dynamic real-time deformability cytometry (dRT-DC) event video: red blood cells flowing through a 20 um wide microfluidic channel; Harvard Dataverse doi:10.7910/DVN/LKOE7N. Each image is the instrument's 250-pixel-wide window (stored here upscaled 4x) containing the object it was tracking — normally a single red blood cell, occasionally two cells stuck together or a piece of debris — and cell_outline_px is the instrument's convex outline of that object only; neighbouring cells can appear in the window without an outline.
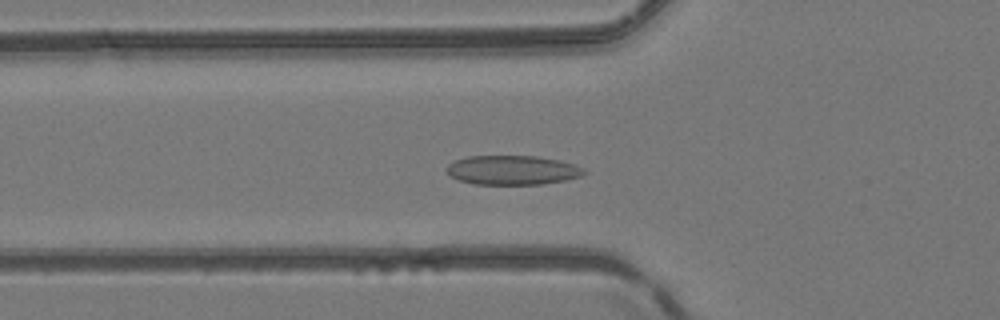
{"species": "common noctule bat (a hibernating species)", "species_latin": "Nyctalus noctula", "temperature_condition": "room temperature", "stored_images_in_passage": 37, "camera_frame_rate_fps": 3000, "um_per_image_px": 0.085, "animal": {"sex": "female", "body_mass_g": 24.6, "forearm_length_mm": 56.2}, "frame": {"image": 1, "passage_image": 14, "time_ms": 4.333, "image_size_px": [1000, 320], "cell_outline_px": [[588, 172], [580, 176], [564, 180], [544, 184], [472, 184], [460, 180], [452, 176], [448, 172], [448, 164], [456, 160], [468, 156], [536, 156], [560, 160], [584, 168]], "centroid_in_image_um": [43.59, 14.46], "position_along_channel_um": 82.2, "area_um2": 23.29}}
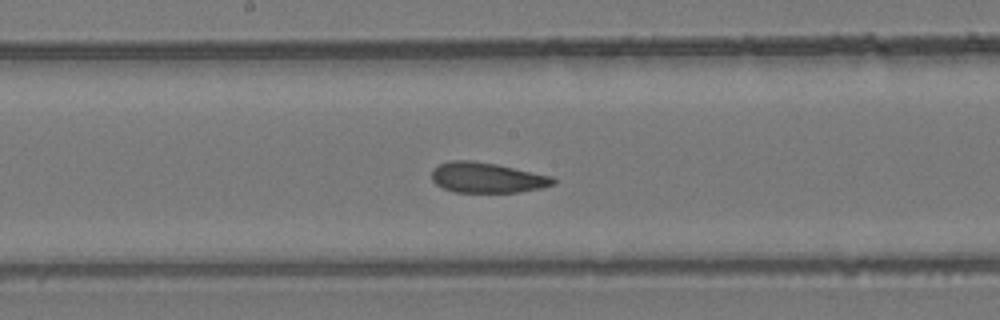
{"frame": {"image": 2, "passage_image": 23, "time_ms": 7.333, "image_size_px": [1000, 320], "cell_outline_px": [[556, 184], [544, 188], [520, 192], [456, 192], [444, 188], [436, 184], [432, 180], [432, 168], [448, 160], [472, 160], [496, 164], [552, 176], [556, 180]], "centroid_in_image_um": [41.41, 15.1], "position_along_channel_um": 206.8, "area_um2": 21.62}}
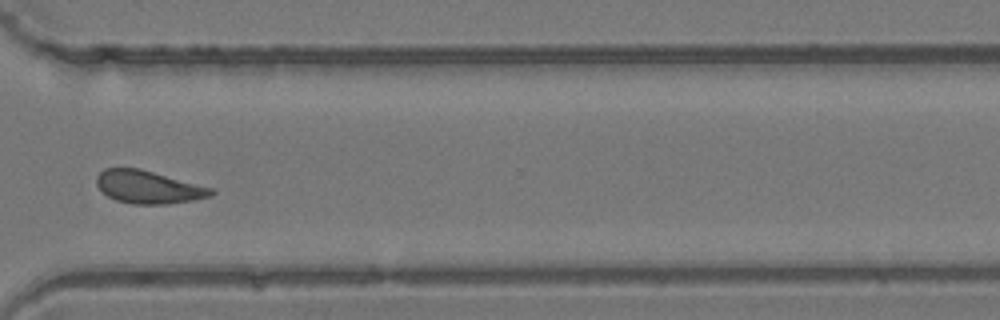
{"frame": {"image": 3, "passage_image": 34, "time_ms": 11.0, "image_size_px": [1000, 320], "cell_outline_px": [[216, 192], [212, 196], [192, 200], [168, 204], [132, 204], [116, 200], [108, 196], [96, 184], [96, 176], [104, 168], [140, 168], [212, 188]], "centroid_in_image_um": [12.61, 15.9], "position_along_channel_um": 358.0, "area_um2": 21.85}, "authors_computed_cell_mechanics": {"area_um2": 22.0796, "velocity_mm_per_s": 4.1332, "shape_relaxation_time_tau1_ms": null, "shape_relaxation_time_tau2_ms": 2.6913, "deformation_change_tau1": null, "deformation_change_tau2": 0.0877}}